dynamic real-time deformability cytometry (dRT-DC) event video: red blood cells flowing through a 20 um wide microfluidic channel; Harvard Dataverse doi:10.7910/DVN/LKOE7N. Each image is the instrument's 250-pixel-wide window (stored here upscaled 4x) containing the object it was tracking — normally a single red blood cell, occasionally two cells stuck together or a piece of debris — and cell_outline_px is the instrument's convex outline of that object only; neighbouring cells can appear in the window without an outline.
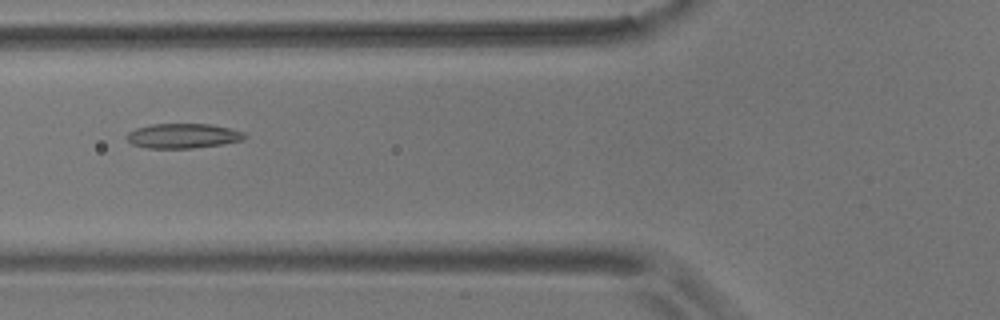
{"species": "common noctule bat (a hibernating species)", "species_latin": "Nyctalus noctula", "temperature_condition": "room temperature", "stored_images_in_passage": 13, "camera_frame_rate_fps": 3000, "um_per_image_px": 0.085, "animal": {"sex": "male", "body_mass_g": 17.9}, "frame": {"image": 1, "passage_image": 10, "time_ms": 3.0, "image_size_px": [1000, 320], "cell_outline_px": [[248, 136], [240, 140], [224, 144], [192, 148], [148, 148], [132, 144], [124, 136], [128, 132], [136, 128], [152, 124], [208, 124], [228, 128], [244, 132]], "centroid_in_image_um": [15.53, 11.55], "position_along_channel_um": 110.3, "area_um2": 16.94}}
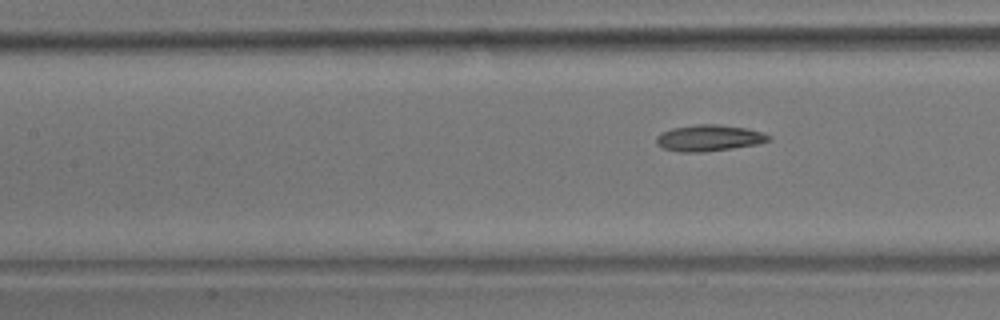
{"frame": {"image": 2, "passage_image": 13, "time_ms": 4.0, "image_size_px": [1000, 320], "cell_outline_px": [[772, 140], [756, 144], [732, 148], [704, 152], [680, 152], [664, 148], [656, 144], [656, 136], [660, 132], [672, 128], [696, 124], [716, 124], [744, 128], [760, 132], [772, 136]], "centroid_in_image_um": [60.23, 11.73], "position_along_channel_um": 147.2, "area_um2": 17.17}}